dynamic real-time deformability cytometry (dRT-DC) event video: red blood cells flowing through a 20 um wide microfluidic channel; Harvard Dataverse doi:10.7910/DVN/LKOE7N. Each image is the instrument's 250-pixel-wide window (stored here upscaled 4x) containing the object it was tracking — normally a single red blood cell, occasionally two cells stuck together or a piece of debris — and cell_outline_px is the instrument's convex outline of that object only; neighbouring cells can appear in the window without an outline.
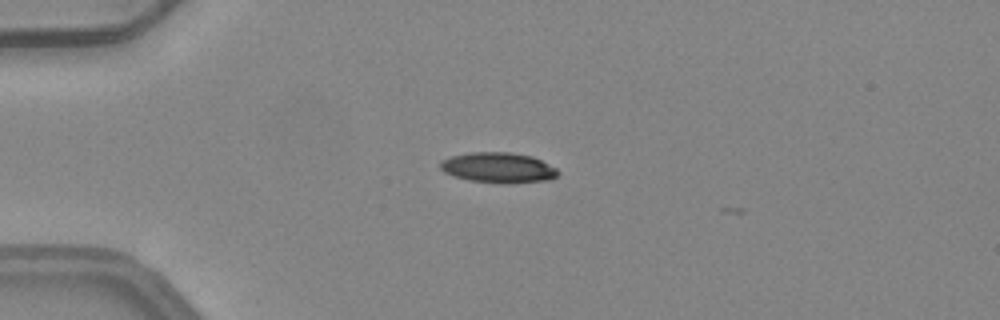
{"species": "common noctule bat (a hibernating species)", "species_latin": "Nyctalus noctula", "temperature_condition": "warm", "stored_images_in_passage": 3, "camera_frame_rate_fps": 3000, "um_per_image_px": 0.085, "animal": {"sex": "female", "body_mass_g": 24.6, "forearm_length_mm": 56.2}, "frame": {"image": 1, "passage_image": 2, "time_ms": 0.333, "image_size_px": [1000, 320], "cell_outline_px": [[560, 172], [556, 176], [548, 180], [512, 184], [500, 184], [468, 180], [452, 176], [444, 172], [440, 168], [440, 160], [452, 156], [468, 152], [512, 152], [532, 156], [556, 168]], "centroid_in_image_um": [42.33, 14.26], "position_along_channel_um": 42.7, "area_um2": 21.15}}